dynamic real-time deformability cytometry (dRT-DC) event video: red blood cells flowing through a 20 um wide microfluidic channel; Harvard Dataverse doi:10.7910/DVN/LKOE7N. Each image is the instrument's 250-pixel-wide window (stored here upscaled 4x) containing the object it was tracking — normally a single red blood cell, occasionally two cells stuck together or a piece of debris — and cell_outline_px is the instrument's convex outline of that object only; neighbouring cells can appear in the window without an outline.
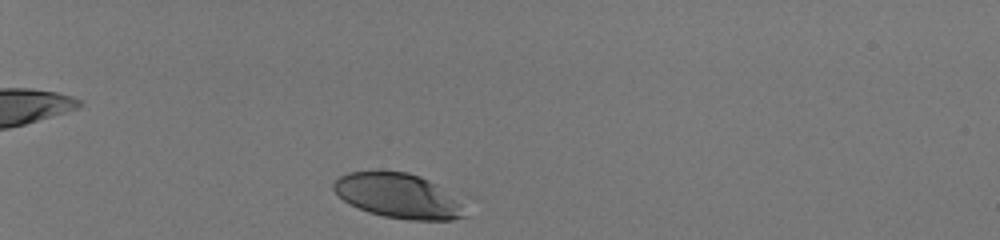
{"species": "human", "species_latin": "Homo sapiens", "temperature_condition": "room temperature", "stored_images_in_passage": 33, "camera_frame_rate_fps": 3000, "um_per_image_px": 0.085, "donor": {"sex": "male"}, "frame": {"image": 1, "passage_image": 1, "time_ms": 0.0, "image_size_px": [1000, 240], "cell_outline_px": [[468, 216], [452, 220], [408, 220], [384, 216], [368, 212], [344, 200], [332, 188], [332, 184], [340, 176], [348, 172], [408, 172], [420, 176], [436, 184], [464, 200]], "centroid_in_image_um": [33.96, 16.67], "position_along_channel_um": 51.0, "area_um2": 34.45}}
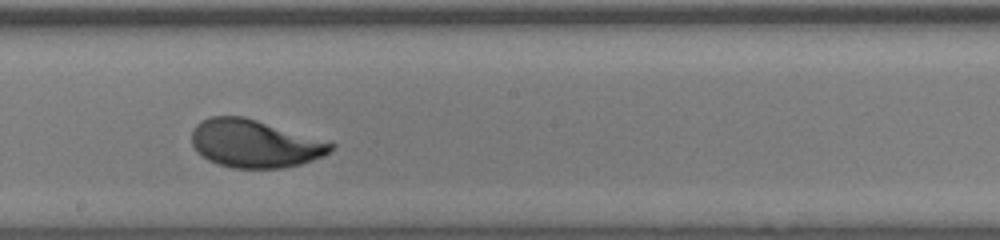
{"frame": {"image": 2, "passage_image": 19, "time_ms": 6.0, "image_size_px": [1000, 240], "cell_outline_px": [[336, 144], [324, 156], [300, 164], [280, 168], [232, 168], [216, 164], [208, 160], [196, 152], [192, 144], [192, 128], [200, 120], [212, 116], [244, 116]], "centroid_in_image_um": [21.58, 12.21], "position_along_channel_um": 226.6, "area_um2": 38.73}}
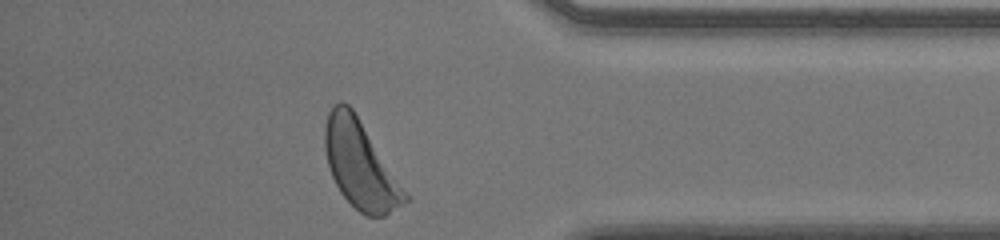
{"frame": {"image": 3, "passage_image": 33, "time_ms": 10.667, "image_size_px": [1000, 240], "cell_outline_px": [[412, 200], [384, 216], [364, 216], [340, 192], [332, 176], [328, 164], [324, 148], [324, 128], [328, 112], [340, 100], [348, 104], [352, 108]], "centroid_in_image_um": [30.63, 14.03], "position_along_channel_um": 404.6, "area_um2": 40.34}, "authors_computed_cell_mechanics": {"area_um2": 38.3214, "velocity_mm_per_s": 4.0198, "shape_relaxation_time_tau1_ms": 2.0236, "shape_relaxation_time_tau2_ms": null, "deformation_change_tau1": 0.1245, "deformation_change_tau2": null}}